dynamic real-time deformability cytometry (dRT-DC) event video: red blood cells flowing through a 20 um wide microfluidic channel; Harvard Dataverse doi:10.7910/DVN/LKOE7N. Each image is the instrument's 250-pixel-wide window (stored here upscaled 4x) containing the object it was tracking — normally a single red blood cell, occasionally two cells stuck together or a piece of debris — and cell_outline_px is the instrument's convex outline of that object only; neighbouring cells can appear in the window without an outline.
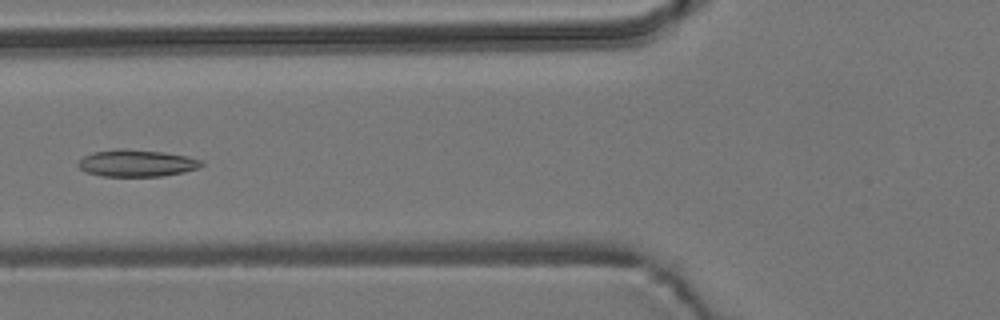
{"species": "common noctule bat (a hibernating species)", "species_latin": "Nyctalus noctula", "temperature_condition": "room temperature", "stored_images_in_passage": 5, "camera_frame_rate_fps": 3000, "um_per_image_px": 0.085, "animal": {"sex": "male", "body_mass_g": 19.2, "forearm_length_mm": 51.8}, "frame": {"image": 1, "passage_image": 5, "time_ms": 5.333, "image_size_px": [1000, 320], "cell_outline_px": [[204, 164], [200, 168], [184, 172], [160, 176], [100, 176], [84, 172], [76, 164], [84, 156], [92, 152], [120, 148], [124, 148], [164, 152], [188, 156], [200, 160]], "centroid_in_image_um": [11.6, 13.86], "position_along_channel_um": 114.2, "area_um2": 19.54}}